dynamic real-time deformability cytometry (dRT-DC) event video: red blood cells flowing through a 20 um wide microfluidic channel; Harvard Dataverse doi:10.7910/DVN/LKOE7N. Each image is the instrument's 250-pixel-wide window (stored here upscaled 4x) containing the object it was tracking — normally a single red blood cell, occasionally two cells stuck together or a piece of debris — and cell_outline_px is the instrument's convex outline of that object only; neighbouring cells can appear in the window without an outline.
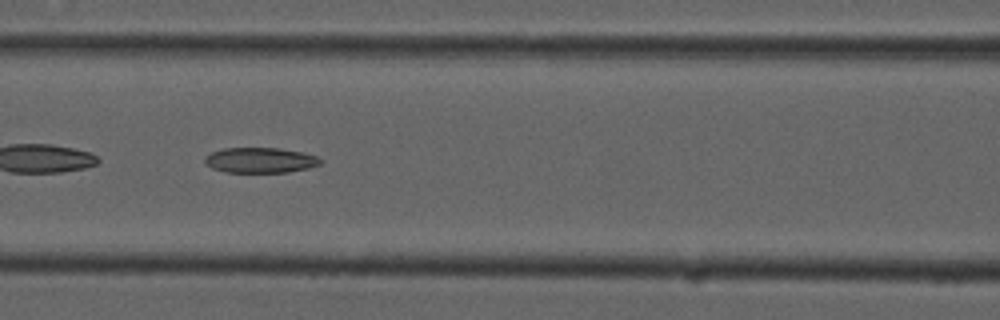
{"species": "common noctule bat (a hibernating species)", "species_latin": "Nyctalus noctula", "temperature_condition": "cold", "stored_images_in_passage": 52, "camera_frame_rate_fps": 3000, "um_per_image_px": 0.085, "animal": {"sex": "male", "forearm_length_mm": 52.5}, "frame": {"image": 1, "passage_image": 23, "time_ms": 7.333, "image_size_px": [1000, 320], "cell_outline_px": [[320, 164], [308, 168], [288, 172], [224, 172], [212, 168], [204, 160], [204, 156], [212, 152], [224, 148], [280, 148], [304, 152], [316, 156], [320, 160]], "centroid_in_image_um": [22.11, 13.61], "position_along_channel_um": 144.5, "area_um2": 16.99}}
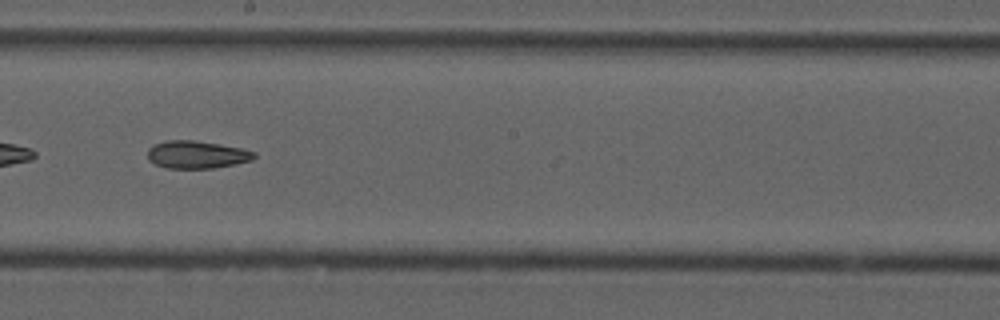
{"frame": {"image": 2, "passage_image": 30, "time_ms": 9.667, "image_size_px": [1000, 320], "cell_outline_px": [[256, 156], [252, 160], [236, 164], [212, 168], [164, 168], [148, 160], [148, 148], [156, 144], [168, 140], [192, 140], [220, 144], [244, 148], [256, 152]], "centroid_in_image_um": [16.75, 13.14], "position_along_channel_um": 231.4, "area_um2": 17.22}, "authors_computed_cell_mechanics": {"area_um2": 20.4612, "velocity_mm_per_s": 3.7398, "shape_relaxation_time_tau1_ms": null, "shape_relaxation_time_tau2_ms": 7.7495, "deformation_change_tau1": null, "deformation_change_tau2": 0.1815}}